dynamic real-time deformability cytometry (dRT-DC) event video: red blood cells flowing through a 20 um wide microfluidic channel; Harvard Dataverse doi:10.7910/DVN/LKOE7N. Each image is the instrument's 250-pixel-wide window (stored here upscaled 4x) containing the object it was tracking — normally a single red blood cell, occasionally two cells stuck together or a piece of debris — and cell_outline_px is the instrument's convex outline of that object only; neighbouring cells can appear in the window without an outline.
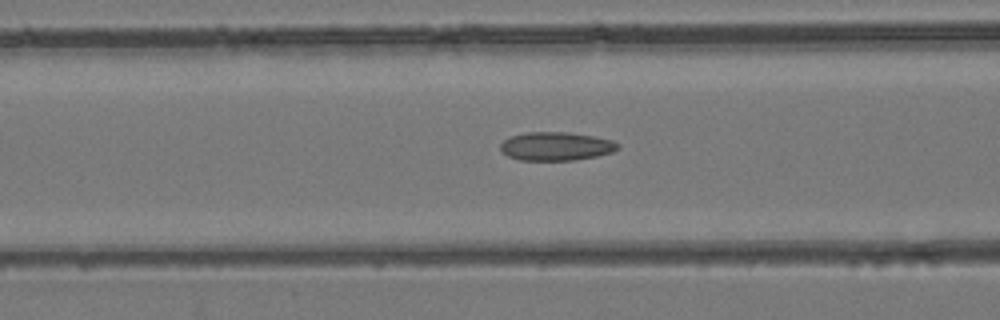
{"species": "common noctule bat (a hibernating species)", "species_latin": "Nyctalus noctula", "temperature_condition": "room temperature", "stored_images_in_passage": 48, "camera_frame_rate_fps": 3000, "um_per_image_px": 0.085, "animal": {"sex": "female", "body_mass_g": 24.6, "forearm_length_mm": 56.2}, "frame": {"image": 1, "passage_image": 20, "time_ms": 6.333, "image_size_px": [1000, 320], "cell_outline_px": [[620, 148], [612, 152], [596, 156], [572, 160], [520, 160], [508, 156], [500, 152], [500, 144], [508, 136], [524, 132], [564, 132], [592, 136], [612, 140], [620, 144]], "centroid_in_image_um": [47.22, 12.43], "position_along_channel_um": 119.4, "area_um2": 19.59}}
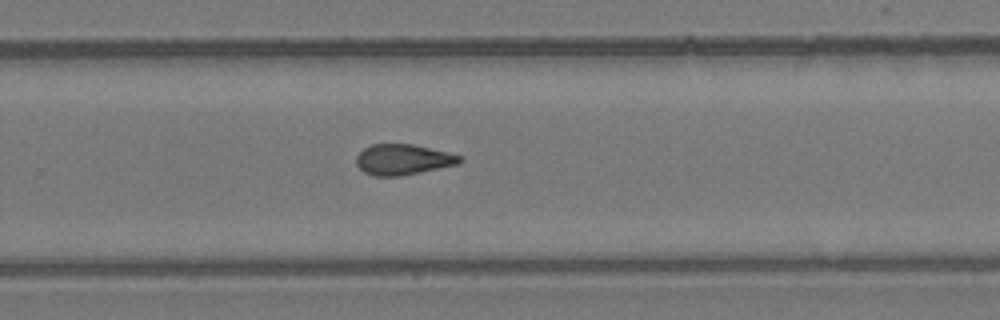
{"frame": {"image": 2, "passage_image": 32, "time_ms": 10.333, "image_size_px": [1000, 320], "cell_outline_px": [[464, 160], [460, 164], [400, 176], [372, 176], [364, 172], [356, 164], [356, 156], [364, 148], [372, 144], [412, 144], [448, 152], [464, 156]], "centroid_in_image_um": [34.29, 13.56], "position_along_channel_um": 295.5, "area_um2": 18.61}}
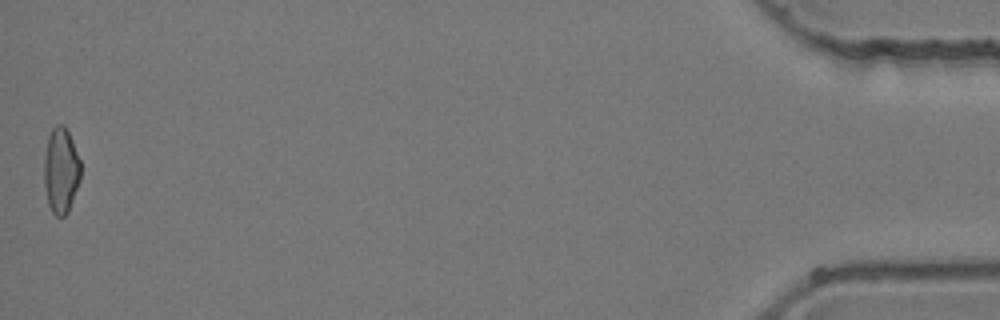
{"frame": {"image": 3, "passage_image": 48, "time_ms": 15.667, "image_size_px": [1000, 320], "cell_outline_px": [[80, 180], [68, 212], [64, 216], [56, 216], [52, 212], [48, 204], [44, 184], [44, 160], [48, 136], [52, 128], [56, 124], [64, 124], [72, 140], [80, 160]], "centroid_in_image_um": [5.17, 14.48], "position_along_channel_um": 430.0, "area_um2": 18.26}}